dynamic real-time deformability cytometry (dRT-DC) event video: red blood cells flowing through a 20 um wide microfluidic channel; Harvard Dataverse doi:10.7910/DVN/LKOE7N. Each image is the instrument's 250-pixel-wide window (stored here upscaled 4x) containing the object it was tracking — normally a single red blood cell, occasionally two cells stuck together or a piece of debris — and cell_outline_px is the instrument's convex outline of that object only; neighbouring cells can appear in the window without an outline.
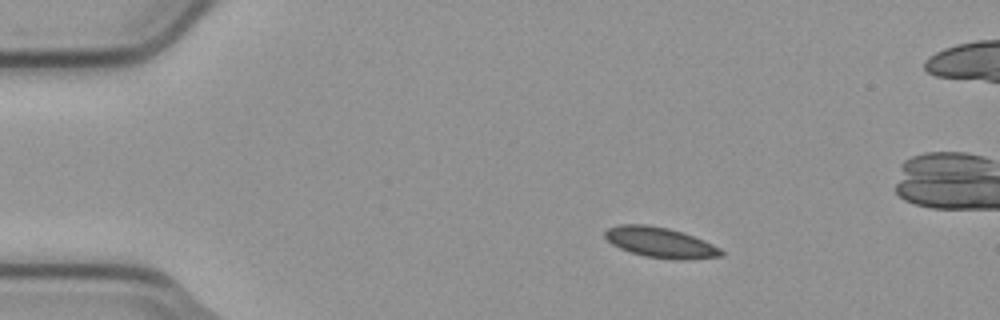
{"species": "common noctule bat (a hibernating species)", "species_latin": "Nyctalus noctula", "temperature_condition": "cold", "stored_images_in_passage": 56, "camera_frame_rate_fps": 3000, "um_per_image_px": 0.085, "animal": {"sex": "male", "body_mass_g": 23.1, "forearm_length_mm": 52.7}, "frame": {"image": 1, "passage_image": 10, "time_ms": 3.0, "image_size_px": [1000, 320], "cell_outline_px": [[724, 256], [692, 260], [676, 260], [644, 256], [620, 248], [612, 244], [604, 236], [604, 232], [608, 228], [620, 224], [644, 224], [668, 228], [704, 240], [720, 248], [724, 252]], "centroid_in_image_um": [56.15, 20.62], "position_along_channel_um": 28.8, "area_um2": 20.58}}
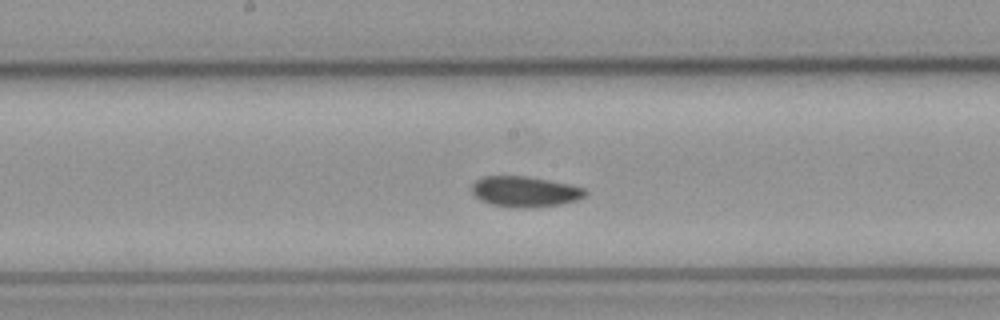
{"frame": {"image": 2, "passage_image": 29, "time_ms": 9.333, "image_size_px": [1000, 320], "cell_outline_px": [[588, 192], [584, 196], [576, 200], [560, 204], [528, 208], [516, 208], [492, 204], [480, 200], [472, 192], [472, 184], [476, 180], [484, 176], [528, 176], [568, 184], [584, 188]], "centroid_in_image_um": [44.6, 16.28], "position_along_channel_um": 203.6, "area_um2": 20.11}}
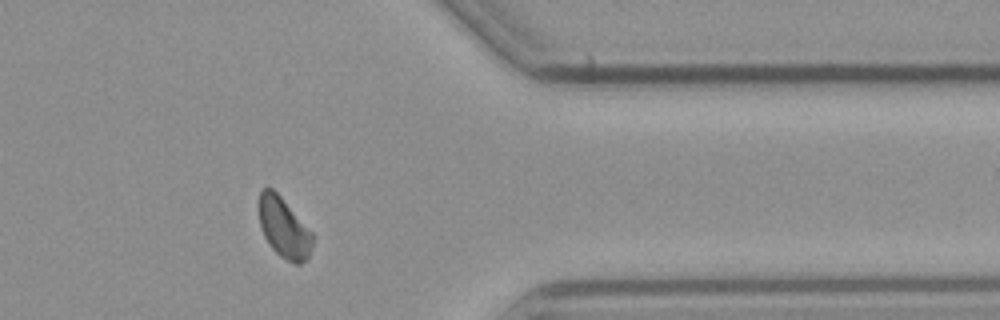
{"frame": {"image": 3, "passage_image": 45, "time_ms": 14.667, "image_size_px": [1000, 320], "cell_outline_px": [[312, 244], [308, 256], [300, 264], [296, 264], [280, 256], [268, 244], [264, 236], [260, 224], [260, 192], [264, 188], [272, 188], [280, 196], [312, 232]], "centroid_in_image_um": [24.13, 19.38], "position_along_channel_um": 387.3, "area_um2": 18.26}}